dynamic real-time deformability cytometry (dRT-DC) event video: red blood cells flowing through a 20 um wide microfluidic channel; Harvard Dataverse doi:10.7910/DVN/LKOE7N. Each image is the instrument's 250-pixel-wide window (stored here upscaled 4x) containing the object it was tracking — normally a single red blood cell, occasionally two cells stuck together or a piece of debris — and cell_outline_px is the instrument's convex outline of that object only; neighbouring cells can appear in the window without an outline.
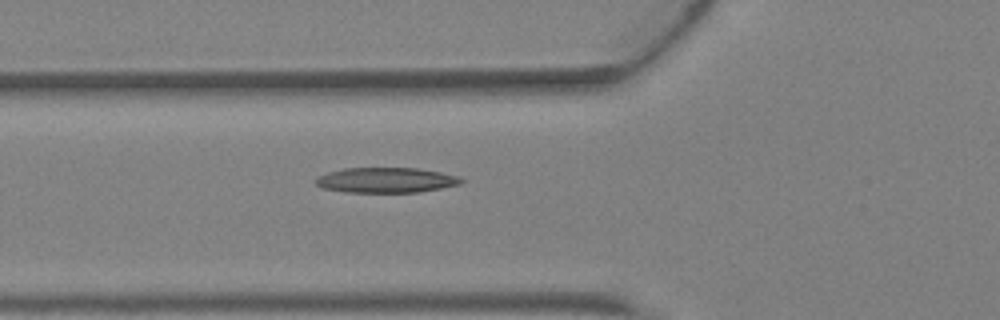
{"species": "Egyptian fruit bat (a non-hibernating species)", "species_latin": "Rousettus aegyptiacus", "temperature_condition": "warm", "stored_images_in_passage": 6, "camera_frame_rate_fps": 3000, "um_per_image_px": 0.085, "animal": {"sex": "female"}, "frame": {"image": 1, "passage_image": 6, "time_ms": 1.667, "image_size_px": [1000, 320], "cell_outline_px": [[464, 180], [460, 184], [420, 192], [344, 192], [324, 188], [316, 184], [312, 180], [316, 176], [328, 172], [344, 168], [416, 168], [440, 172], [460, 176]], "centroid_in_image_um": [32.78, 15.31], "position_along_channel_um": 93.0, "area_um2": 21.44}}